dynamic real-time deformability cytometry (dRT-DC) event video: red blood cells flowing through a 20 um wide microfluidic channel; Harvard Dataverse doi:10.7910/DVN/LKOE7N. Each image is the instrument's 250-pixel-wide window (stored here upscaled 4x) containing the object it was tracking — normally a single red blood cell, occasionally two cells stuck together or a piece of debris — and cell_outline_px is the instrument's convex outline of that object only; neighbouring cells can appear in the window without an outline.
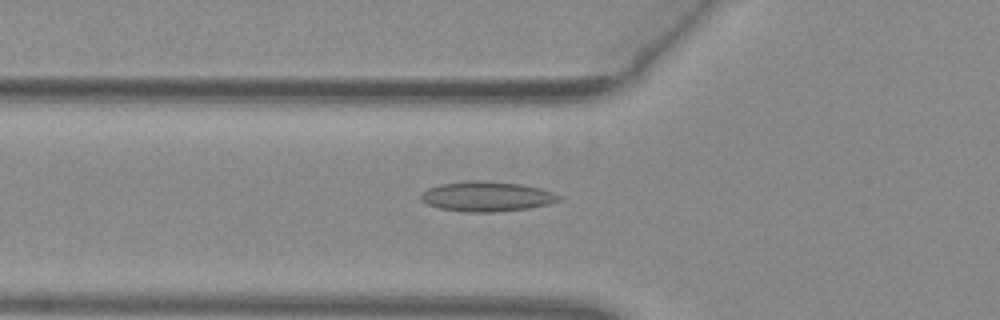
{"species": "common noctule bat (a hibernating species)", "species_latin": "Nyctalus noctula", "temperature_condition": "warm", "stored_images_in_passage": 53, "camera_frame_rate_fps": 3000, "um_per_image_px": 0.085, "animal": {"sex": "female", "body_mass_g": 29.2, "forearm_length_mm": 56.3}, "frame": {"image": 1, "passage_image": 20, "time_ms": 6.333, "image_size_px": [1000, 320], "cell_outline_px": [[560, 200], [548, 204], [528, 208], [496, 212], [464, 212], [440, 208], [428, 204], [420, 200], [420, 196], [428, 188], [440, 184], [468, 180], [488, 180], [520, 184], [540, 188], [552, 192], [560, 196]], "centroid_in_image_um": [41.35, 16.69], "position_along_channel_um": 84.4, "area_um2": 24.1}}
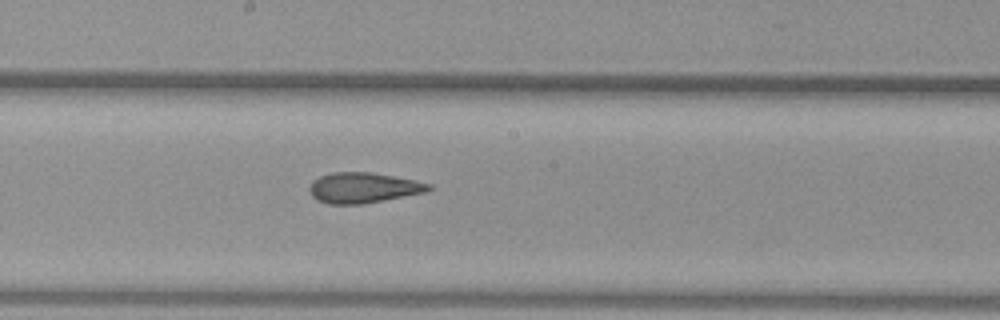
{"frame": {"image": 2, "passage_image": 30, "time_ms": 9.667, "image_size_px": [1000, 320], "cell_outline_px": [[432, 188], [424, 192], [384, 200], [360, 204], [328, 204], [316, 200], [312, 196], [308, 188], [312, 180], [320, 176], [332, 172], [372, 172], [416, 180], [432, 184]], "centroid_in_image_um": [30.84, 15.95], "position_along_channel_um": 217.4, "area_um2": 21.21}}
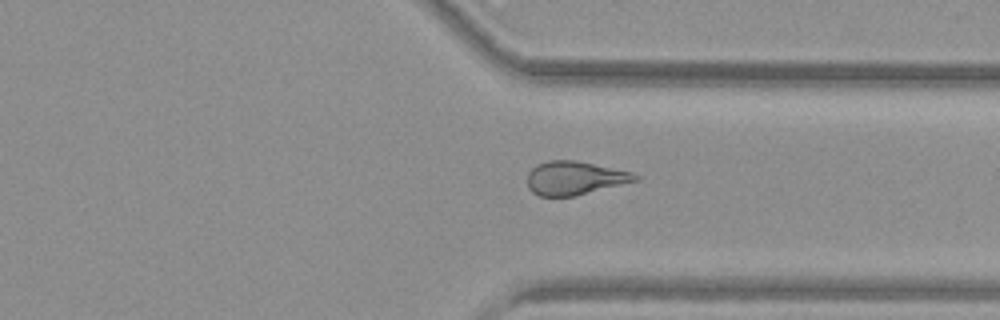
{"frame": {"image": 3, "passage_image": 41, "time_ms": 13.333, "image_size_px": [1000, 320], "cell_outline_px": [[640, 180], [576, 196], [540, 196], [532, 192], [528, 188], [528, 172], [536, 164], [548, 160], [576, 160], [632, 172], [640, 176]], "centroid_in_image_um": [48.86, 15.13], "position_along_channel_um": 362.5, "area_um2": 21.27}, "authors_computed_cell_mechanics": {"area_um2": 22.4842, "velocity_mm_per_s": 3.9604, "shape_relaxation_time_tau1_ms": null, "shape_relaxation_time_tau2_ms": 2.711, "deformation_change_tau1": null, "deformation_change_tau2": 0.1122}}